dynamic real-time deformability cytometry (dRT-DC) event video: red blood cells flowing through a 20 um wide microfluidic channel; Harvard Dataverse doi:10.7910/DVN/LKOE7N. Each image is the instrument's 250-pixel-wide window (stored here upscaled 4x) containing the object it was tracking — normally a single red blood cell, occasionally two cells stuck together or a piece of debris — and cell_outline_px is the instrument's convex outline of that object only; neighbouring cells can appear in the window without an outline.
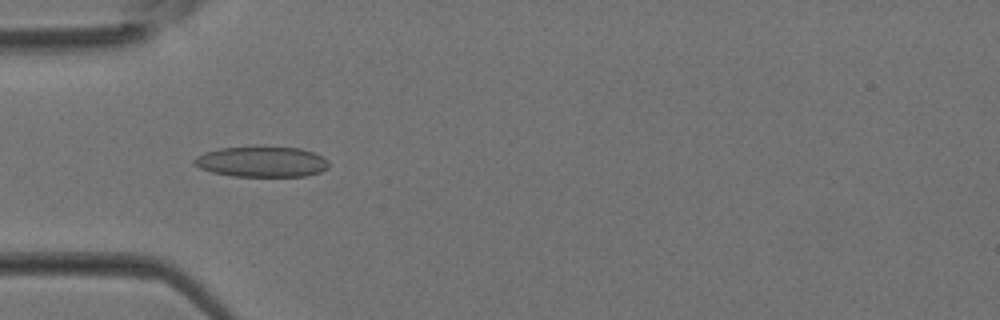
{"species": "Egyptian fruit bat (a non-hibernating species)", "species_latin": "Rousettus aegyptiacus", "temperature_condition": "room temperature", "stored_images_in_passage": 35, "camera_frame_rate_fps": 3000, "um_per_image_px": 0.085, "animal": {"sex": "female"}, "frame": {"image": 1, "passage_image": 11, "time_ms": 3.333, "image_size_px": [1000, 320], "cell_outline_px": [[328, 168], [320, 172], [308, 176], [232, 176], [212, 172], [200, 168], [192, 164], [192, 160], [196, 156], [204, 152], [220, 148], [256, 144], [300, 148], [324, 156], [328, 160]], "centroid_in_image_um": [22.23, 13.71], "position_along_channel_um": 62.8, "area_um2": 24.91}}
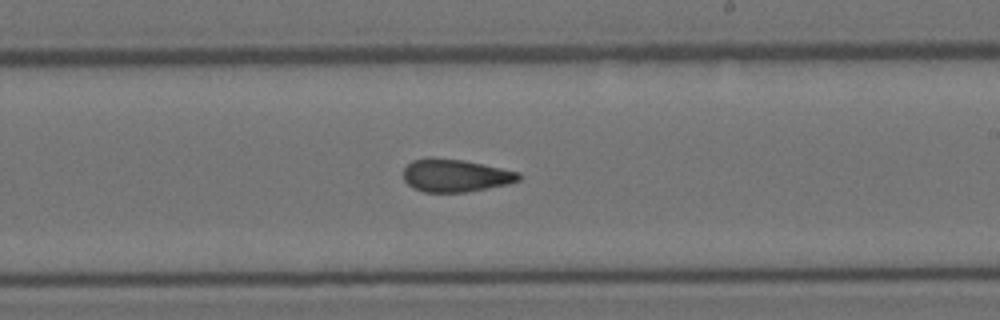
{"frame": {"image": 2, "passage_image": 21, "time_ms": 6.667, "image_size_px": [1000, 320], "cell_outline_px": [[520, 180], [504, 184], [468, 192], [424, 192], [408, 184], [404, 180], [404, 168], [412, 160], [428, 156], [432, 156], [464, 160], [520, 172]], "centroid_in_image_um": [38.67, 14.89], "position_along_channel_um": 250.3, "area_um2": 22.02}}
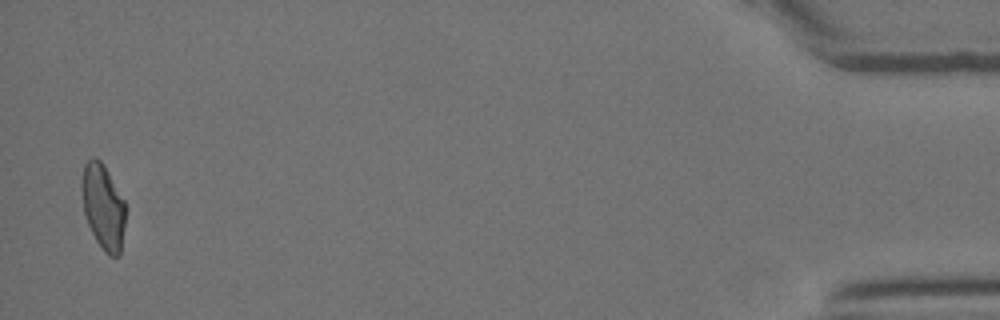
{"frame": {"image": 3, "passage_image": 35, "time_ms": 11.333, "image_size_px": [1000, 320], "cell_outline_px": [[124, 224], [120, 256], [108, 256], [104, 252], [96, 240], [84, 216], [80, 184], [84, 164], [92, 156], [96, 156], [100, 160], [108, 172], [124, 200]], "centroid_in_image_um": [8.73, 17.55], "position_along_channel_um": 426.5, "area_um2": 21.79}}